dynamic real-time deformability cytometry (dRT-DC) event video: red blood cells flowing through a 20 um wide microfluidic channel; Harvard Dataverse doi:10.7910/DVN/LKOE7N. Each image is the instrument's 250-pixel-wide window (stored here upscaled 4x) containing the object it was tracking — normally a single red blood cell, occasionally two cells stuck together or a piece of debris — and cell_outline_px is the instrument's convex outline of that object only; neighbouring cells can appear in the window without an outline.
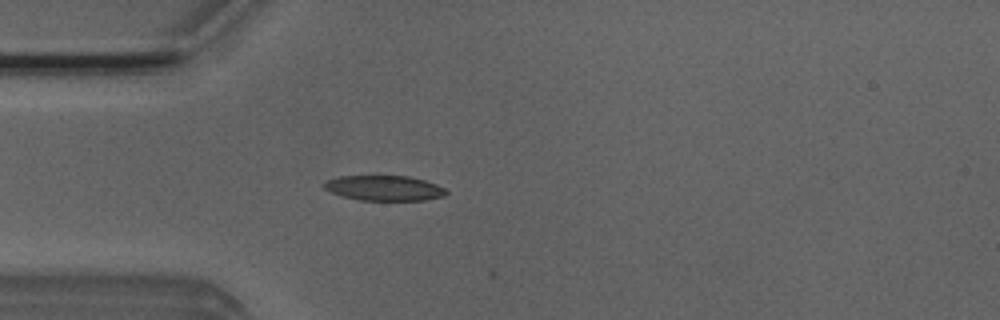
{"species": "Egyptian fruit bat (a non-hibernating species)", "species_latin": "Rousettus aegyptiacus", "temperature_condition": "room temperature", "stored_images_in_passage": 5, "camera_frame_rate_fps": 3000, "um_per_image_px": 0.085, "animal": {"sex": "male"}, "frame": {"image": 1, "passage_image": 5, "time_ms": 1.333, "image_size_px": [1000, 320], "cell_outline_px": [[448, 192], [444, 196], [424, 200], [360, 200], [340, 196], [324, 188], [320, 184], [328, 180], [340, 176], [408, 176], [424, 180], [436, 184], [444, 188]], "centroid_in_image_um": [32.64, 15.99], "position_along_channel_um": 52.4, "area_um2": 17.86}}